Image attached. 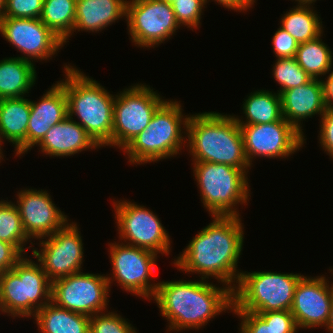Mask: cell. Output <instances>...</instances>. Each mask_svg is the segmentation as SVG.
<instances>
[{"instance_id": "cell-1", "label": "cell", "mask_w": 333, "mask_h": 333, "mask_svg": "<svg viewBox=\"0 0 333 333\" xmlns=\"http://www.w3.org/2000/svg\"><path fill=\"white\" fill-rule=\"evenodd\" d=\"M212 218L173 263L179 271L199 273L201 279L215 277L234 290L241 275L236 268L243 249V225L239 216Z\"/></svg>"}, {"instance_id": "cell-2", "label": "cell", "mask_w": 333, "mask_h": 333, "mask_svg": "<svg viewBox=\"0 0 333 333\" xmlns=\"http://www.w3.org/2000/svg\"><path fill=\"white\" fill-rule=\"evenodd\" d=\"M153 300L163 317L169 321V331L200 329L211 318L233 308V290L219 288L205 279L195 281H160Z\"/></svg>"}, {"instance_id": "cell-3", "label": "cell", "mask_w": 333, "mask_h": 333, "mask_svg": "<svg viewBox=\"0 0 333 333\" xmlns=\"http://www.w3.org/2000/svg\"><path fill=\"white\" fill-rule=\"evenodd\" d=\"M193 162L227 164L250 168L243 137L235 116L216 112L189 115L186 132Z\"/></svg>"}, {"instance_id": "cell-4", "label": "cell", "mask_w": 333, "mask_h": 333, "mask_svg": "<svg viewBox=\"0 0 333 333\" xmlns=\"http://www.w3.org/2000/svg\"><path fill=\"white\" fill-rule=\"evenodd\" d=\"M65 81H58L67 97L68 116L76 115L79 123L99 146H112L114 102L116 95L96 80L85 76L73 66L66 65Z\"/></svg>"}, {"instance_id": "cell-5", "label": "cell", "mask_w": 333, "mask_h": 333, "mask_svg": "<svg viewBox=\"0 0 333 333\" xmlns=\"http://www.w3.org/2000/svg\"><path fill=\"white\" fill-rule=\"evenodd\" d=\"M188 118V115L184 117L180 102L165 101L156 110L146 129L123 149L128 160L136 165L177 155L186 145L181 127L186 131Z\"/></svg>"}, {"instance_id": "cell-6", "label": "cell", "mask_w": 333, "mask_h": 333, "mask_svg": "<svg viewBox=\"0 0 333 333\" xmlns=\"http://www.w3.org/2000/svg\"><path fill=\"white\" fill-rule=\"evenodd\" d=\"M51 292L52 281L41 265L25 256L11 270L0 273V310L8 316H34L51 301Z\"/></svg>"}, {"instance_id": "cell-7", "label": "cell", "mask_w": 333, "mask_h": 333, "mask_svg": "<svg viewBox=\"0 0 333 333\" xmlns=\"http://www.w3.org/2000/svg\"><path fill=\"white\" fill-rule=\"evenodd\" d=\"M193 173L200 188L201 201L211 216H240L235 206L247 203L248 168L227 164L193 162Z\"/></svg>"}, {"instance_id": "cell-8", "label": "cell", "mask_w": 333, "mask_h": 333, "mask_svg": "<svg viewBox=\"0 0 333 333\" xmlns=\"http://www.w3.org/2000/svg\"><path fill=\"white\" fill-rule=\"evenodd\" d=\"M302 276L271 271L241 272L233 290L232 312L290 311L295 287Z\"/></svg>"}, {"instance_id": "cell-9", "label": "cell", "mask_w": 333, "mask_h": 333, "mask_svg": "<svg viewBox=\"0 0 333 333\" xmlns=\"http://www.w3.org/2000/svg\"><path fill=\"white\" fill-rule=\"evenodd\" d=\"M150 86L137 84L115 97L112 146L122 150L149 125L156 110L165 102Z\"/></svg>"}, {"instance_id": "cell-10", "label": "cell", "mask_w": 333, "mask_h": 333, "mask_svg": "<svg viewBox=\"0 0 333 333\" xmlns=\"http://www.w3.org/2000/svg\"><path fill=\"white\" fill-rule=\"evenodd\" d=\"M112 277L78 272L52 282L51 302L72 312L93 316L107 311Z\"/></svg>"}, {"instance_id": "cell-11", "label": "cell", "mask_w": 333, "mask_h": 333, "mask_svg": "<svg viewBox=\"0 0 333 333\" xmlns=\"http://www.w3.org/2000/svg\"><path fill=\"white\" fill-rule=\"evenodd\" d=\"M113 204L121 241L156 254H170L169 235L156 214L127 200L114 201Z\"/></svg>"}, {"instance_id": "cell-12", "label": "cell", "mask_w": 333, "mask_h": 333, "mask_svg": "<svg viewBox=\"0 0 333 333\" xmlns=\"http://www.w3.org/2000/svg\"><path fill=\"white\" fill-rule=\"evenodd\" d=\"M125 19L131 41L144 48L160 45L180 28L171 3L160 0L127 1Z\"/></svg>"}, {"instance_id": "cell-13", "label": "cell", "mask_w": 333, "mask_h": 333, "mask_svg": "<svg viewBox=\"0 0 333 333\" xmlns=\"http://www.w3.org/2000/svg\"><path fill=\"white\" fill-rule=\"evenodd\" d=\"M110 258L113 280L127 292L135 296L152 299L158 283L149 281L156 271L157 254L136 246L122 243H110ZM151 297V298H150Z\"/></svg>"}, {"instance_id": "cell-14", "label": "cell", "mask_w": 333, "mask_h": 333, "mask_svg": "<svg viewBox=\"0 0 333 333\" xmlns=\"http://www.w3.org/2000/svg\"><path fill=\"white\" fill-rule=\"evenodd\" d=\"M77 223H67L54 234L40 240L41 251L33 248V255L46 276L56 279L81 272L83 243Z\"/></svg>"}, {"instance_id": "cell-15", "label": "cell", "mask_w": 333, "mask_h": 333, "mask_svg": "<svg viewBox=\"0 0 333 333\" xmlns=\"http://www.w3.org/2000/svg\"><path fill=\"white\" fill-rule=\"evenodd\" d=\"M249 165L253 157L287 158L304 145V135L283 117L276 122L239 125Z\"/></svg>"}, {"instance_id": "cell-16", "label": "cell", "mask_w": 333, "mask_h": 333, "mask_svg": "<svg viewBox=\"0 0 333 333\" xmlns=\"http://www.w3.org/2000/svg\"><path fill=\"white\" fill-rule=\"evenodd\" d=\"M0 33L23 53L20 58L32 63L34 59H51L64 46V42L40 18H2Z\"/></svg>"}, {"instance_id": "cell-17", "label": "cell", "mask_w": 333, "mask_h": 333, "mask_svg": "<svg viewBox=\"0 0 333 333\" xmlns=\"http://www.w3.org/2000/svg\"><path fill=\"white\" fill-rule=\"evenodd\" d=\"M332 301L333 283L329 285L328 278L303 275L295 287L290 309L298 329L326 327Z\"/></svg>"}, {"instance_id": "cell-18", "label": "cell", "mask_w": 333, "mask_h": 333, "mask_svg": "<svg viewBox=\"0 0 333 333\" xmlns=\"http://www.w3.org/2000/svg\"><path fill=\"white\" fill-rule=\"evenodd\" d=\"M17 204L24 231L29 239H44L63 228L69 220L56 207L47 191L21 190Z\"/></svg>"}, {"instance_id": "cell-19", "label": "cell", "mask_w": 333, "mask_h": 333, "mask_svg": "<svg viewBox=\"0 0 333 333\" xmlns=\"http://www.w3.org/2000/svg\"><path fill=\"white\" fill-rule=\"evenodd\" d=\"M283 118L303 134L301 121L315 114L321 117L327 106L321 79H310L307 83L280 93Z\"/></svg>"}, {"instance_id": "cell-20", "label": "cell", "mask_w": 333, "mask_h": 333, "mask_svg": "<svg viewBox=\"0 0 333 333\" xmlns=\"http://www.w3.org/2000/svg\"><path fill=\"white\" fill-rule=\"evenodd\" d=\"M30 107L27 151L42 141L51 126L68 116L67 97L63 86L57 81L45 92L39 102L30 100Z\"/></svg>"}, {"instance_id": "cell-21", "label": "cell", "mask_w": 333, "mask_h": 333, "mask_svg": "<svg viewBox=\"0 0 333 333\" xmlns=\"http://www.w3.org/2000/svg\"><path fill=\"white\" fill-rule=\"evenodd\" d=\"M37 146L51 157H67L86 149L100 148L86 130L69 116L51 126Z\"/></svg>"}, {"instance_id": "cell-22", "label": "cell", "mask_w": 333, "mask_h": 333, "mask_svg": "<svg viewBox=\"0 0 333 333\" xmlns=\"http://www.w3.org/2000/svg\"><path fill=\"white\" fill-rule=\"evenodd\" d=\"M31 113L30 99H0V153L1 142L7 140L14 144L16 156L27 152V128Z\"/></svg>"}, {"instance_id": "cell-23", "label": "cell", "mask_w": 333, "mask_h": 333, "mask_svg": "<svg viewBox=\"0 0 333 333\" xmlns=\"http://www.w3.org/2000/svg\"><path fill=\"white\" fill-rule=\"evenodd\" d=\"M126 3L127 0H76L73 32L102 31L119 18L126 17Z\"/></svg>"}, {"instance_id": "cell-24", "label": "cell", "mask_w": 333, "mask_h": 333, "mask_svg": "<svg viewBox=\"0 0 333 333\" xmlns=\"http://www.w3.org/2000/svg\"><path fill=\"white\" fill-rule=\"evenodd\" d=\"M36 76L32 62L20 57L0 60V99L25 97L35 84Z\"/></svg>"}, {"instance_id": "cell-25", "label": "cell", "mask_w": 333, "mask_h": 333, "mask_svg": "<svg viewBox=\"0 0 333 333\" xmlns=\"http://www.w3.org/2000/svg\"><path fill=\"white\" fill-rule=\"evenodd\" d=\"M33 318L41 333H89L90 331L89 316L58 307L51 301L38 309Z\"/></svg>"}, {"instance_id": "cell-26", "label": "cell", "mask_w": 333, "mask_h": 333, "mask_svg": "<svg viewBox=\"0 0 333 333\" xmlns=\"http://www.w3.org/2000/svg\"><path fill=\"white\" fill-rule=\"evenodd\" d=\"M247 97L242 108L246 121L235 117L238 125L267 124L279 121L283 117L280 94L268 90H256Z\"/></svg>"}, {"instance_id": "cell-27", "label": "cell", "mask_w": 333, "mask_h": 333, "mask_svg": "<svg viewBox=\"0 0 333 333\" xmlns=\"http://www.w3.org/2000/svg\"><path fill=\"white\" fill-rule=\"evenodd\" d=\"M297 4L295 8L283 15L280 26L301 44L323 34V27L320 17L310 7L311 4Z\"/></svg>"}, {"instance_id": "cell-28", "label": "cell", "mask_w": 333, "mask_h": 333, "mask_svg": "<svg viewBox=\"0 0 333 333\" xmlns=\"http://www.w3.org/2000/svg\"><path fill=\"white\" fill-rule=\"evenodd\" d=\"M319 35L317 38L299 44L295 59L298 65L312 78L319 79L332 71L333 56L331 49L322 42Z\"/></svg>"}, {"instance_id": "cell-29", "label": "cell", "mask_w": 333, "mask_h": 333, "mask_svg": "<svg viewBox=\"0 0 333 333\" xmlns=\"http://www.w3.org/2000/svg\"><path fill=\"white\" fill-rule=\"evenodd\" d=\"M76 16V0H44L40 20L64 44L73 33Z\"/></svg>"}, {"instance_id": "cell-30", "label": "cell", "mask_w": 333, "mask_h": 333, "mask_svg": "<svg viewBox=\"0 0 333 333\" xmlns=\"http://www.w3.org/2000/svg\"><path fill=\"white\" fill-rule=\"evenodd\" d=\"M5 201H0V240L13 244L22 254H25L24 245L30 239L24 231L17 206L11 201Z\"/></svg>"}, {"instance_id": "cell-31", "label": "cell", "mask_w": 333, "mask_h": 333, "mask_svg": "<svg viewBox=\"0 0 333 333\" xmlns=\"http://www.w3.org/2000/svg\"><path fill=\"white\" fill-rule=\"evenodd\" d=\"M274 79L281 85L277 93L296 88L307 83L311 77L298 65L295 57L293 58H277L275 66H273Z\"/></svg>"}, {"instance_id": "cell-32", "label": "cell", "mask_w": 333, "mask_h": 333, "mask_svg": "<svg viewBox=\"0 0 333 333\" xmlns=\"http://www.w3.org/2000/svg\"><path fill=\"white\" fill-rule=\"evenodd\" d=\"M89 333H137L133 325L116 312L90 316Z\"/></svg>"}, {"instance_id": "cell-33", "label": "cell", "mask_w": 333, "mask_h": 333, "mask_svg": "<svg viewBox=\"0 0 333 333\" xmlns=\"http://www.w3.org/2000/svg\"><path fill=\"white\" fill-rule=\"evenodd\" d=\"M205 0H174L171 3L176 20L180 26L185 25L197 29L201 20L202 10L205 8ZM204 7V8H203Z\"/></svg>"}, {"instance_id": "cell-34", "label": "cell", "mask_w": 333, "mask_h": 333, "mask_svg": "<svg viewBox=\"0 0 333 333\" xmlns=\"http://www.w3.org/2000/svg\"><path fill=\"white\" fill-rule=\"evenodd\" d=\"M44 0H5L4 18L41 17Z\"/></svg>"}, {"instance_id": "cell-35", "label": "cell", "mask_w": 333, "mask_h": 333, "mask_svg": "<svg viewBox=\"0 0 333 333\" xmlns=\"http://www.w3.org/2000/svg\"><path fill=\"white\" fill-rule=\"evenodd\" d=\"M240 317V333H273L272 312H233Z\"/></svg>"}, {"instance_id": "cell-36", "label": "cell", "mask_w": 333, "mask_h": 333, "mask_svg": "<svg viewBox=\"0 0 333 333\" xmlns=\"http://www.w3.org/2000/svg\"><path fill=\"white\" fill-rule=\"evenodd\" d=\"M273 53L277 58H293L296 55L299 43L283 28H279L272 40Z\"/></svg>"}, {"instance_id": "cell-37", "label": "cell", "mask_w": 333, "mask_h": 333, "mask_svg": "<svg viewBox=\"0 0 333 333\" xmlns=\"http://www.w3.org/2000/svg\"><path fill=\"white\" fill-rule=\"evenodd\" d=\"M320 123V144L323 150L333 158V108H327Z\"/></svg>"}, {"instance_id": "cell-38", "label": "cell", "mask_w": 333, "mask_h": 333, "mask_svg": "<svg viewBox=\"0 0 333 333\" xmlns=\"http://www.w3.org/2000/svg\"><path fill=\"white\" fill-rule=\"evenodd\" d=\"M298 327L291 311L272 312V331L273 333H296Z\"/></svg>"}, {"instance_id": "cell-39", "label": "cell", "mask_w": 333, "mask_h": 333, "mask_svg": "<svg viewBox=\"0 0 333 333\" xmlns=\"http://www.w3.org/2000/svg\"><path fill=\"white\" fill-rule=\"evenodd\" d=\"M23 257L13 244L0 240V273L11 270Z\"/></svg>"}, {"instance_id": "cell-40", "label": "cell", "mask_w": 333, "mask_h": 333, "mask_svg": "<svg viewBox=\"0 0 333 333\" xmlns=\"http://www.w3.org/2000/svg\"><path fill=\"white\" fill-rule=\"evenodd\" d=\"M210 1V0H209ZM205 0V3L209 2ZM216 3L224 6L225 8L235 10V11H245L249 9L255 2V0H214Z\"/></svg>"}, {"instance_id": "cell-41", "label": "cell", "mask_w": 333, "mask_h": 333, "mask_svg": "<svg viewBox=\"0 0 333 333\" xmlns=\"http://www.w3.org/2000/svg\"><path fill=\"white\" fill-rule=\"evenodd\" d=\"M326 78V81L322 80L324 86V100L327 108H333V71H331Z\"/></svg>"}, {"instance_id": "cell-42", "label": "cell", "mask_w": 333, "mask_h": 333, "mask_svg": "<svg viewBox=\"0 0 333 333\" xmlns=\"http://www.w3.org/2000/svg\"><path fill=\"white\" fill-rule=\"evenodd\" d=\"M326 329L330 332L333 333V301L331 304V311H330V317H329V321L326 325Z\"/></svg>"}, {"instance_id": "cell-43", "label": "cell", "mask_w": 333, "mask_h": 333, "mask_svg": "<svg viewBox=\"0 0 333 333\" xmlns=\"http://www.w3.org/2000/svg\"><path fill=\"white\" fill-rule=\"evenodd\" d=\"M5 0H0V20L4 18Z\"/></svg>"}, {"instance_id": "cell-44", "label": "cell", "mask_w": 333, "mask_h": 333, "mask_svg": "<svg viewBox=\"0 0 333 333\" xmlns=\"http://www.w3.org/2000/svg\"><path fill=\"white\" fill-rule=\"evenodd\" d=\"M295 1L302 4H312L313 2H316V0H295Z\"/></svg>"}, {"instance_id": "cell-45", "label": "cell", "mask_w": 333, "mask_h": 333, "mask_svg": "<svg viewBox=\"0 0 333 333\" xmlns=\"http://www.w3.org/2000/svg\"><path fill=\"white\" fill-rule=\"evenodd\" d=\"M160 1H164L166 3H172L174 0H160Z\"/></svg>"}, {"instance_id": "cell-46", "label": "cell", "mask_w": 333, "mask_h": 333, "mask_svg": "<svg viewBox=\"0 0 333 333\" xmlns=\"http://www.w3.org/2000/svg\"><path fill=\"white\" fill-rule=\"evenodd\" d=\"M3 157H4V156H3V155L0 153V160H2V159H3ZM1 158H2V159H1ZM0 162H1V161H0Z\"/></svg>"}]
</instances>
